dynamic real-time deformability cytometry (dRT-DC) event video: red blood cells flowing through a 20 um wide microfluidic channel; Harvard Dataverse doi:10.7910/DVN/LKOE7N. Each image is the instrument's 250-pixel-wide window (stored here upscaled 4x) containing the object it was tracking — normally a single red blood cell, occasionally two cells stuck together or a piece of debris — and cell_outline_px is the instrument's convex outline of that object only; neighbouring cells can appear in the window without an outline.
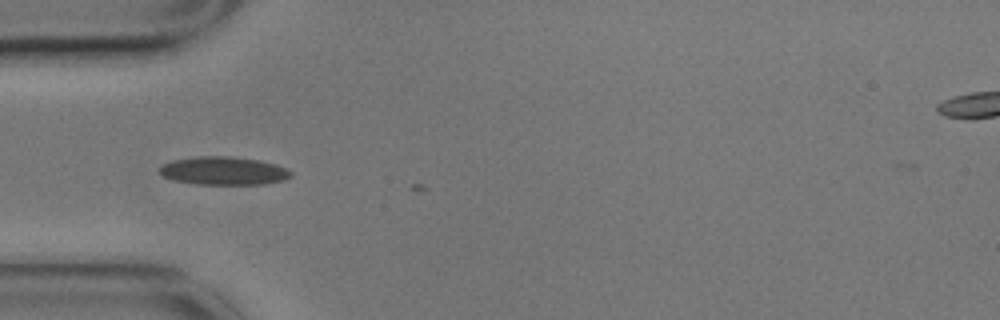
{"species": "common noctule bat (a hibernating species)", "species_latin": "Nyctalus noctula", "temperature_condition": "cold", "stored_images_in_passage": 3, "camera_frame_rate_fps": 3000, "um_per_image_px": 0.085, "animal": {"sex": "male", "body_mass_g": 17.9}, "frame": {"image": 1, "passage_image": 1, "time_ms": 0.0, "image_size_px": [1000, 320], "cell_outline_px": [[292, 176], [284, 180], [264, 184], [196, 184], [172, 180], [164, 176], [160, 172], [160, 164], [172, 160], [196, 156], [228, 156], [260, 160], [276, 164], [292, 172]], "centroid_in_image_um": [18.99, 14.51], "position_along_channel_um": 66.0, "area_um2": 21.68}}